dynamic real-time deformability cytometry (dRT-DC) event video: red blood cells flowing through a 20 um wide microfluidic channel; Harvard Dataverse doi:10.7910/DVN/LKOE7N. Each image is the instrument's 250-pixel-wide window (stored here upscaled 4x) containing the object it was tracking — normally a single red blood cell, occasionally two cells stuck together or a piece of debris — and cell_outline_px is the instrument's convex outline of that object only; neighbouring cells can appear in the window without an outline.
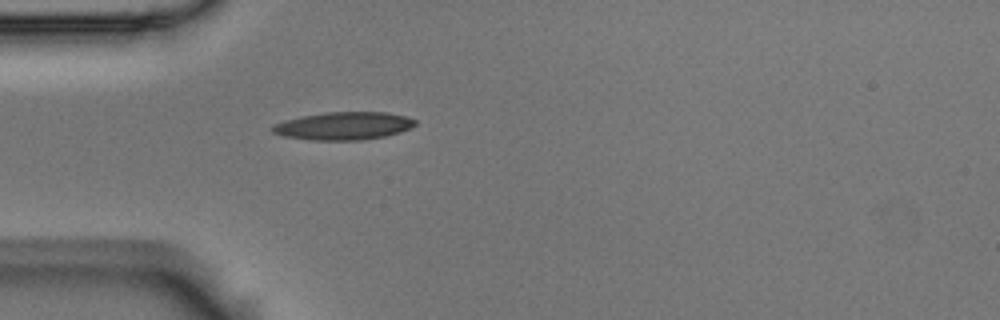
{"species": "Egyptian fruit bat (a non-hibernating species)", "species_latin": "Rousettus aegyptiacus", "temperature_condition": "room temperature", "stored_images_in_passage": 32, "camera_frame_rate_fps": 3000, "um_per_image_px": 0.085, "animal": {"sex": "male"}, "frame": {"image": 1, "passage_image": 1, "time_ms": 0.0, "image_size_px": [1000, 320], "cell_outline_px": [[416, 124], [400, 132], [384, 136], [360, 140], [312, 140], [284, 136], [272, 132], [272, 128], [276, 124], [284, 120], [304, 116], [328, 112], [388, 112], [404, 116], [416, 120]], "centroid_in_image_um": [29.22, 10.7], "position_along_channel_um": 55.8, "area_um2": 22.83}}
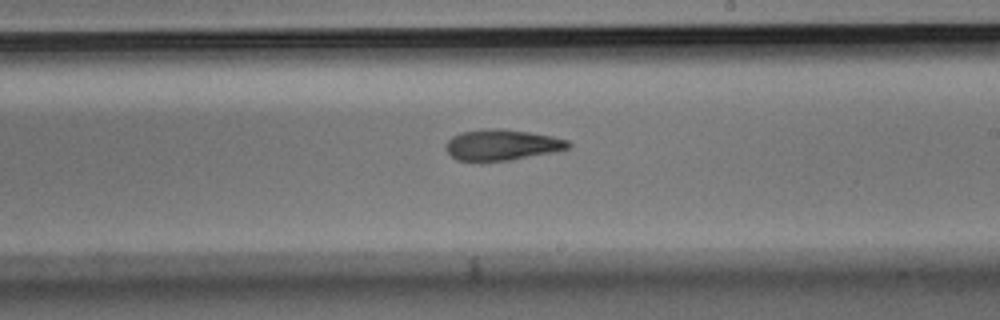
{"frame": {"image": 2, "passage_image": 17, "time_ms": 5.333, "image_size_px": [1000, 320], "cell_outline_px": [[572, 144], [568, 148], [552, 152], [512, 160], [480, 164], [456, 160], [448, 152], [448, 140], [452, 136], [460, 132], [488, 128], [500, 128], [528, 132], [552, 136], [568, 140]], "centroid_in_image_um": [42.63, 12.35], "position_along_channel_um": 246.4, "area_um2": 22.48}}
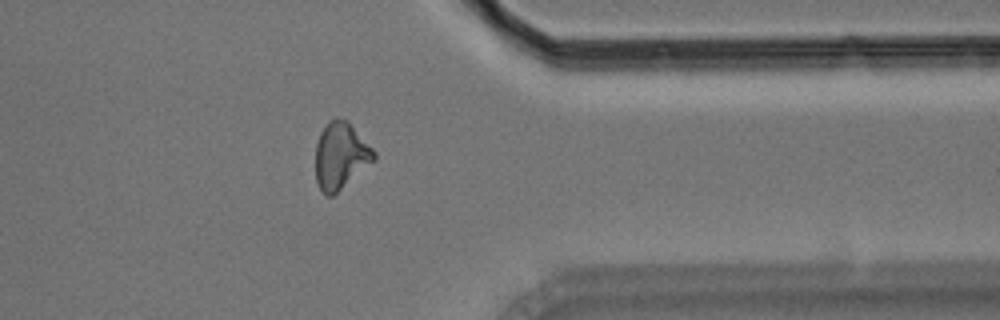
{"frame": {"image": 3, "passage_image": 29, "time_ms": 9.333, "image_size_px": [1000, 320], "cell_outline_px": [[376, 160], [332, 196], [324, 196], [316, 180], [316, 144], [320, 132], [328, 120], [336, 116], [348, 120], [376, 152]], "centroid_in_image_um": [28.96, 13.21], "position_along_channel_um": 382.4, "area_um2": 22.95}, "authors_computed_cell_mechanics": {"area_um2": 22.1374, "velocity_mm_per_s": 3.6575, "shape_relaxation_time_tau1_ms": 5.0935, "shape_relaxation_time_tau2_ms": 5.9753, "deformation_change_tau1": 0.1831, "deformation_change_tau2": 0.1691}}